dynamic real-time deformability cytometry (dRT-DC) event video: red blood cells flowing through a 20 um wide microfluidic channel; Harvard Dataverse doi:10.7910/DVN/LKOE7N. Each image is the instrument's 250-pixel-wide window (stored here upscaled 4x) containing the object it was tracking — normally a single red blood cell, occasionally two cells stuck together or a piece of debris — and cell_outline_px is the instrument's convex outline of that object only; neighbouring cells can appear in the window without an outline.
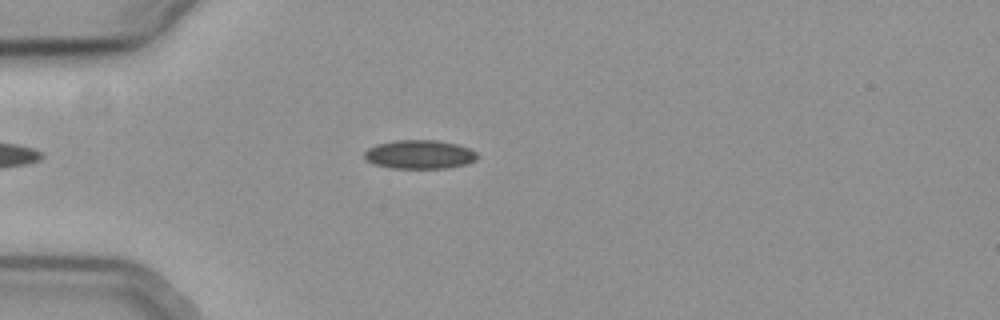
{"species": "common noctule bat (a hibernating species)", "species_latin": "Nyctalus noctula", "temperature_condition": "cold", "stored_images_in_passage": 49, "camera_frame_rate_fps": 3000, "um_per_image_px": 0.085, "animal": {"sex": "female", "body_mass_g": 19.3, "forearm_length_mm": 54.1}, "frame": {"image": 1, "passage_image": 9, "time_ms": 2.667, "image_size_px": [1000, 320], "cell_outline_px": [[480, 156], [476, 160], [468, 164], [448, 168], [392, 168], [372, 164], [364, 160], [364, 152], [368, 148], [376, 144], [396, 140], [436, 140], [456, 144], [468, 148], [476, 152]], "centroid_in_image_um": [35.65, 13.13], "position_along_channel_um": 49.3, "area_um2": 19.19}}
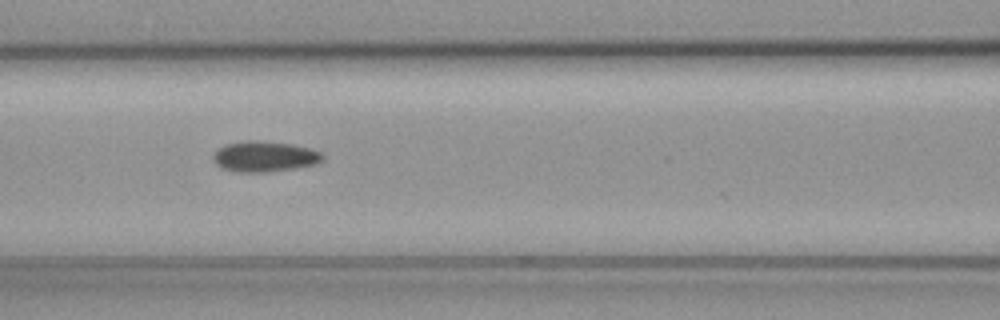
{"frame": {"image": 2, "passage_image": 18, "time_ms": 5.667, "image_size_px": [1000, 320], "cell_outline_px": [[324, 160], [316, 164], [292, 168], [264, 172], [240, 172], [224, 168], [216, 164], [212, 156], [220, 148], [228, 144], [244, 140], [248, 140], [292, 144], [308, 148], [320, 152], [324, 156]], "centroid_in_image_um": [22.51, 13.3], "position_along_channel_um": 144.1, "area_um2": 19.07}}
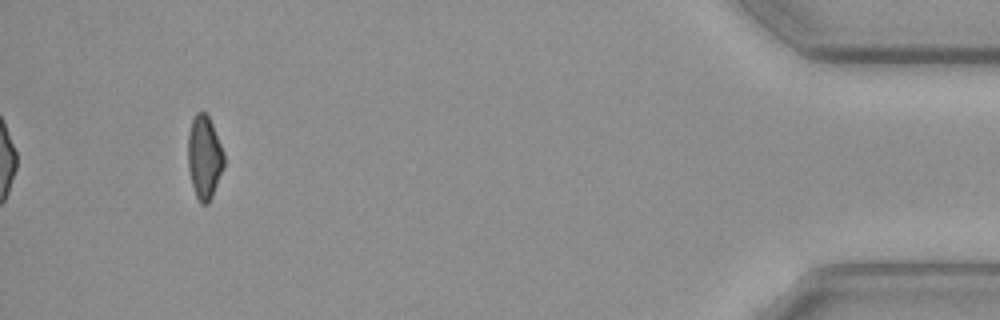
{"frame": {"image": 3, "passage_image": 46, "time_ms": 15.0, "image_size_px": [1000, 320], "cell_outline_px": [[224, 164], [212, 196], [208, 204], [200, 204], [196, 196], [192, 184], [188, 168], [188, 132], [192, 120], [196, 112], [204, 112], [208, 116], [212, 124], [224, 152]], "centroid_in_image_um": [17.35, 13.36], "position_along_channel_um": 417.8, "area_um2": 17.34}}